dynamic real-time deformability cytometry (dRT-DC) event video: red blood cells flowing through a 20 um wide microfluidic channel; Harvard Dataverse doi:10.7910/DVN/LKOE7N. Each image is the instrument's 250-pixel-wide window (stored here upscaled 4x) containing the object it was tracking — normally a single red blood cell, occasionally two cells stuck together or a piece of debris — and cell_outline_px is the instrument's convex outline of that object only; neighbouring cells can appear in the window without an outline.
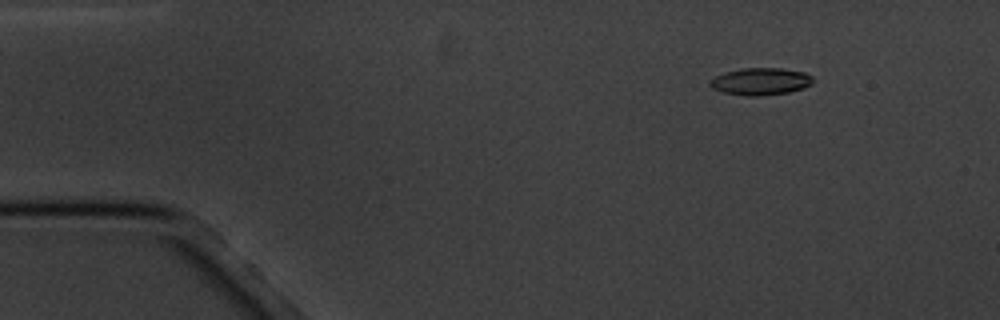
{"species": "common noctule bat (a hibernating species)", "species_latin": "Nyctalus noctula", "temperature_condition": "cold", "stored_images_in_passage": 13, "camera_frame_rate_fps": 3000, "um_per_image_px": 0.085, "animal": {"sex": "male", "body_mass_g": 20.1, "forearm_length_mm": 53.5}, "frame": {"image": 1, "passage_image": 3, "time_ms": 2.333, "image_size_px": [1000, 320], "cell_outline_px": [[812, 84], [804, 88], [788, 92], [756, 96], [744, 96], [724, 92], [712, 88], [708, 84], [716, 76], [724, 72], [744, 68], [780, 68], [804, 72], [812, 76]], "centroid_in_image_um": [64.66, 6.92], "position_along_channel_um": 20.3, "area_um2": 16.18}}
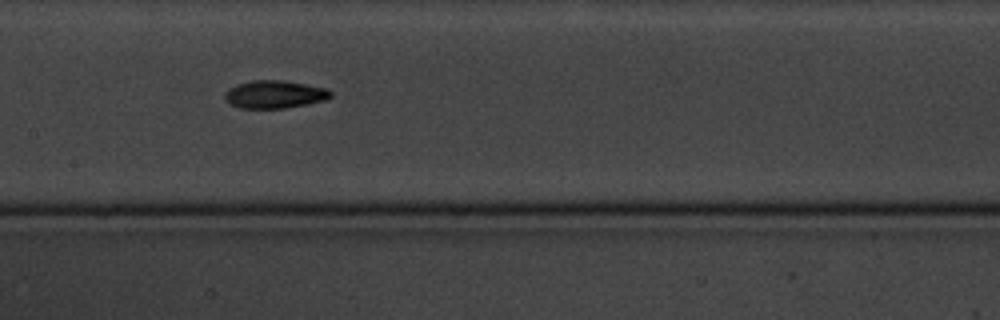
{"frame": {"image": 2, "passage_image": 9, "time_ms": 9.333, "image_size_px": [1000, 320], "cell_outline_px": [[332, 96], [328, 100], [308, 104], [284, 108], [240, 108], [228, 104], [224, 100], [224, 92], [228, 88], [236, 84], [252, 80], [280, 80], [328, 88], [332, 92]], "centroid_in_image_um": [23.32, 8.02], "position_along_channel_um": 184.1, "area_um2": 17.46}}
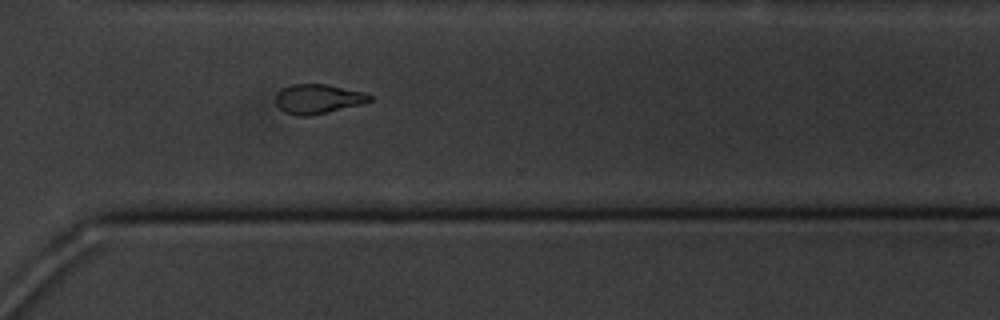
{"frame": {"image": 3, "passage_image": 13, "time_ms": 14.0, "image_size_px": [1000, 320], "cell_outline_px": [[372, 100], [360, 104], [308, 116], [296, 116], [284, 112], [276, 104], [276, 92], [292, 84], [328, 84], [364, 92], [372, 96]], "centroid_in_image_um": [27.0, 8.4], "position_along_channel_um": 343.6, "area_um2": 16.01}}